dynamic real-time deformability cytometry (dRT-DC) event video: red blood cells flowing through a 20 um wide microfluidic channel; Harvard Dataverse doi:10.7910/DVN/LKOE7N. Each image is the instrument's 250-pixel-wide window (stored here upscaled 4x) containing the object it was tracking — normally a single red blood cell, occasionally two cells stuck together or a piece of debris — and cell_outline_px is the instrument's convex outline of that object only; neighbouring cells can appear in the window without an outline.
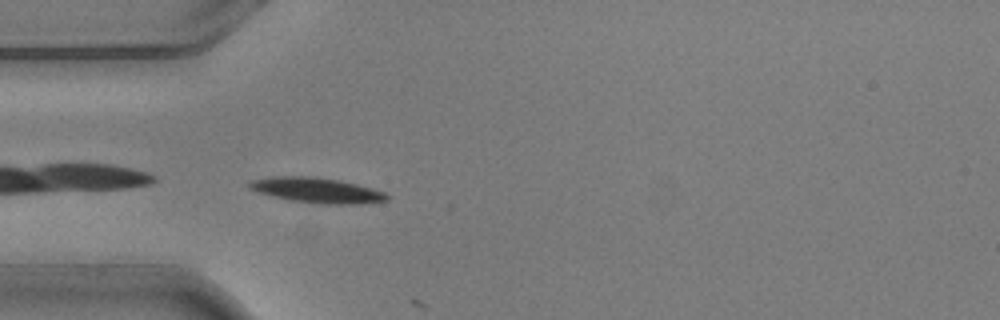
{"species": "common noctule bat (a hibernating species)", "species_latin": "Nyctalus noctula", "temperature_condition": "warm", "stored_images_in_passage": 5, "camera_frame_rate_fps": 3000, "um_per_image_px": 0.085, "animal": {"sex": "male", "body_mass_g": 20.5, "forearm_length_mm": 52.5}, "frame": {"image": 1, "passage_image": 5, "time_ms": 1.333, "image_size_px": [1000, 320], "cell_outline_px": [[388, 200], [360, 204], [316, 204], [288, 200], [256, 192], [248, 188], [248, 184], [252, 180], [272, 176], [316, 176], [340, 180], [372, 188], [384, 192], [388, 196]], "centroid_in_image_um": [26.9, 16.17], "position_along_channel_um": 58.1, "area_um2": 20.46}}